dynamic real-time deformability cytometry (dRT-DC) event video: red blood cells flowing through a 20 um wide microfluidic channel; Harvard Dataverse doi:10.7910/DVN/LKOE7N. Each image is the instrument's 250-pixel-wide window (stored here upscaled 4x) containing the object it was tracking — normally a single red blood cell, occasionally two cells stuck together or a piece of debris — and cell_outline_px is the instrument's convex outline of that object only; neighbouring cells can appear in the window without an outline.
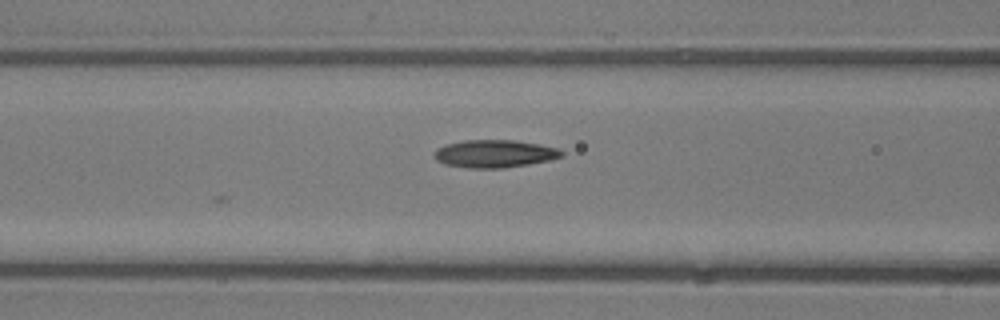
{"species": "common noctule bat (a hibernating species)", "species_latin": "Nyctalus noctula", "temperature_condition": "room temperature", "stored_images_in_passage": 7, "camera_frame_rate_fps": 3000, "um_per_image_px": 0.085, "animal": {"sex": "male", "body_mass_g": 13.3}, "frame": {"image": 1, "passage_image": 7, "time_ms": 2.0, "image_size_px": [1000, 320], "cell_outline_px": [[564, 156], [548, 160], [528, 164], [504, 168], [468, 168], [444, 164], [436, 160], [432, 156], [436, 148], [444, 144], [464, 140], [516, 140], [540, 144], [560, 148], [564, 152]], "centroid_in_image_um": [42.02, 13.06], "position_along_channel_um": 124.6, "area_um2": 20.87}}